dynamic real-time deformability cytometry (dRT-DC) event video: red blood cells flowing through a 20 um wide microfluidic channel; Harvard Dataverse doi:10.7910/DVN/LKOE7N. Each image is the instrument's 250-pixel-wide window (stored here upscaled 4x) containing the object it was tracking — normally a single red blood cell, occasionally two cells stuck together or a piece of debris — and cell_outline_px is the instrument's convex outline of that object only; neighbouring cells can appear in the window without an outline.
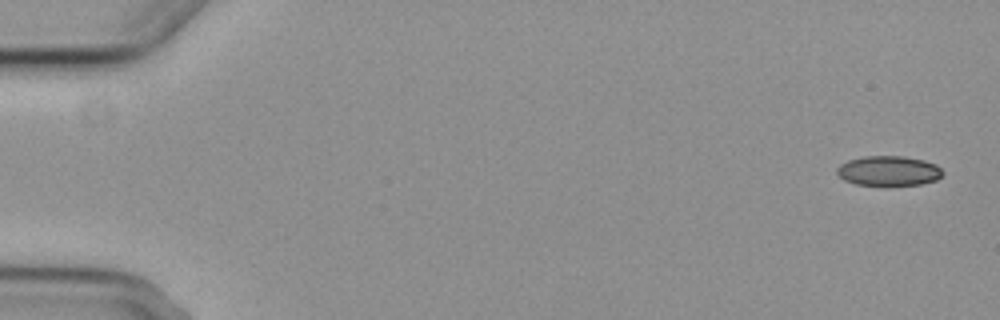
{"species": "common noctule bat (a hibernating species)", "species_latin": "Nyctalus noctula", "temperature_condition": "cold", "stored_images_in_passage": 7, "camera_frame_rate_fps": 3000, "um_per_image_px": 0.085, "animal": {"sex": "female", "body_mass_g": 29.2, "forearm_length_mm": 56.3}, "frame": {"image": 1, "passage_image": 1, "time_ms": 0.0, "image_size_px": [1000, 320], "cell_outline_px": [[944, 172], [936, 180], [920, 184], [856, 184], [844, 180], [836, 172], [836, 168], [840, 164], [848, 160], [864, 156], [904, 156], [924, 160], [936, 164]], "centroid_in_image_um": [75.53, 14.5], "position_along_channel_um": 9.5, "area_um2": 18.15}}
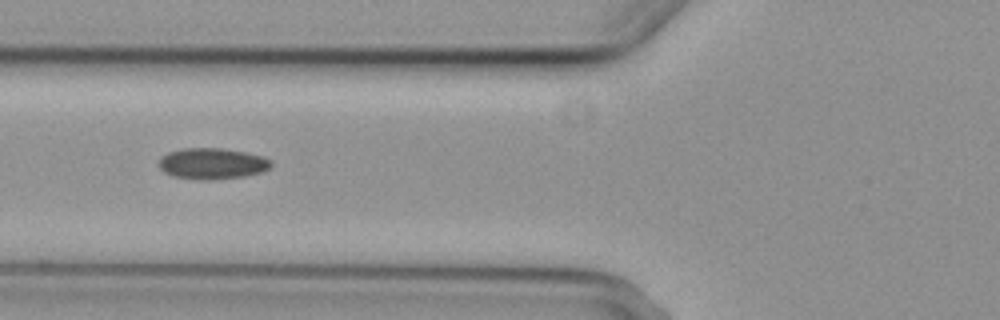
{"frame": {"image": 2, "passage_image": 6, "time_ms": 6.667, "image_size_px": [1000, 320], "cell_outline_px": [[272, 168], [264, 172], [244, 176], [212, 180], [196, 180], [172, 176], [164, 172], [160, 168], [160, 156], [168, 152], [184, 148], [220, 148], [244, 152], [264, 156], [272, 160]], "centroid_in_image_um": [18.07, 13.91], "position_along_channel_um": 107.7, "area_um2": 20.63}}
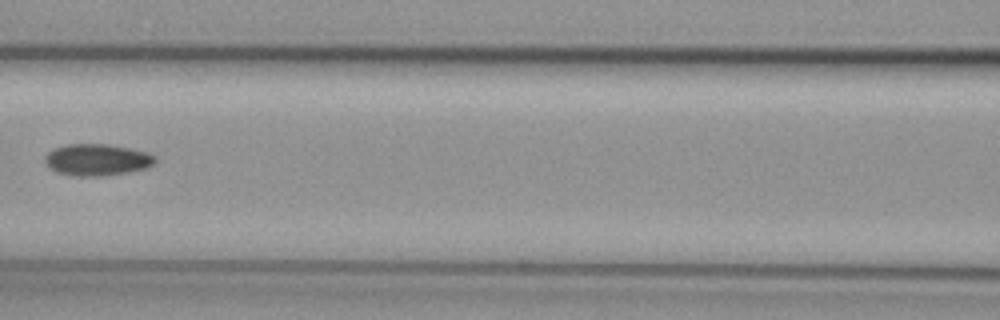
{"frame": {"image": 3, "passage_image": 7, "time_ms": 8.0, "image_size_px": [1000, 320], "cell_outline_px": [[156, 160], [152, 164], [144, 168], [128, 172], [100, 176], [72, 176], [56, 172], [48, 168], [44, 160], [44, 156], [52, 148], [64, 144], [108, 144], [148, 152], [156, 156]], "centroid_in_image_um": [8.18, 13.57], "position_along_channel_um": 158.4, "area_um2": 20.52}}